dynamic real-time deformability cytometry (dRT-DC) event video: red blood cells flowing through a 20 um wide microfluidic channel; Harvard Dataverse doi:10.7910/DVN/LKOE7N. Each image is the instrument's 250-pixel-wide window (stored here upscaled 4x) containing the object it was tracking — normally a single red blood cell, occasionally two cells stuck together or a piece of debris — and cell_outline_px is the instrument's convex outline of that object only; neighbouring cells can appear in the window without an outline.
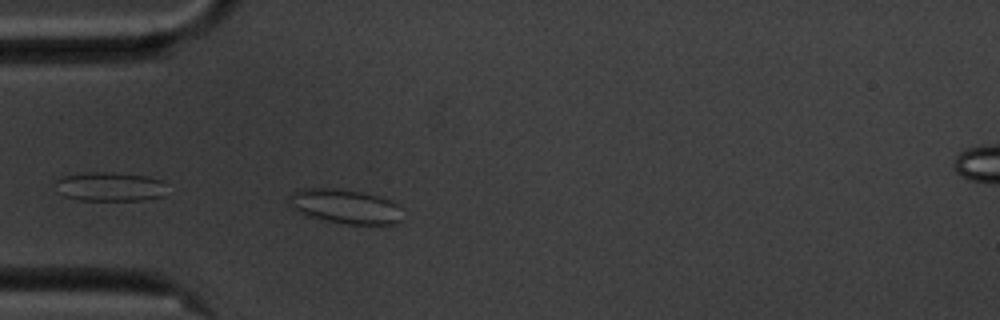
{"species": "common noctule bat (a hibernating species)", "species_latin": "Nyctalus noctula", "temperature_condition": "cold", "stored_images_in_passage": 33, "camera_frame_rate_fps": 3000, "um_per_image_px": 0.085, "animal": {"sex": "male", "body_mass_g": 20.1, "forearm_length_mm": 53.5}, "frame": {"image": 1, "passage_image": 1, "time_ms": 0.0, "image_size_px": [1000, 320], "cell_outline_px": [[404, 220], [396, 224], [348, 224], [308, 216], [292, 208], [288, 204], [288, 196], [292, 192], [304, 188], [332, 188], [360, 192], [380, 196], [396, 204], [400, 208]], "centroid_in_image_um": [29.34, 17.54], "position_along_channel_um": 55.7, "area_um2": 22.72}}
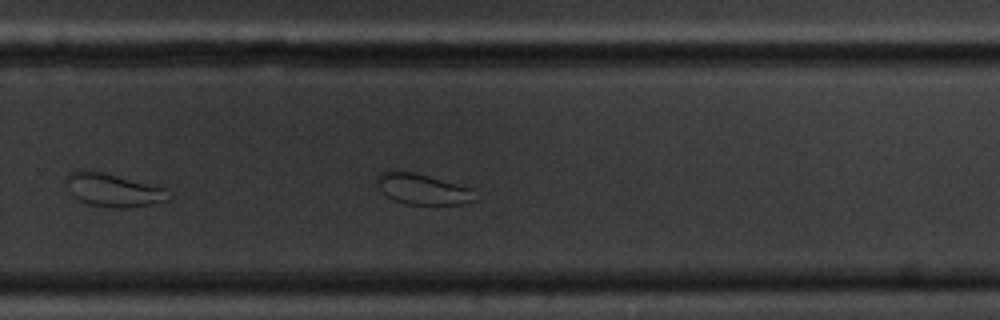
{"frame": {"image": 2, "passage_image": 22, "time_ms": 7.0, "image_size_px": [1000, 320], "cell_outline_px": [[476, 200], [460, 204], [408, 204], [396, 200], [388, 196], [380, 188], [376, 180], [376, 176], [380, 172], [388, 168], [396, 168], [416, 172], [472, 188]], "centroid_in_image_um": [35.87, 16.01], "position_along_channel_um": 293.9, "area_um2": 17.8}}
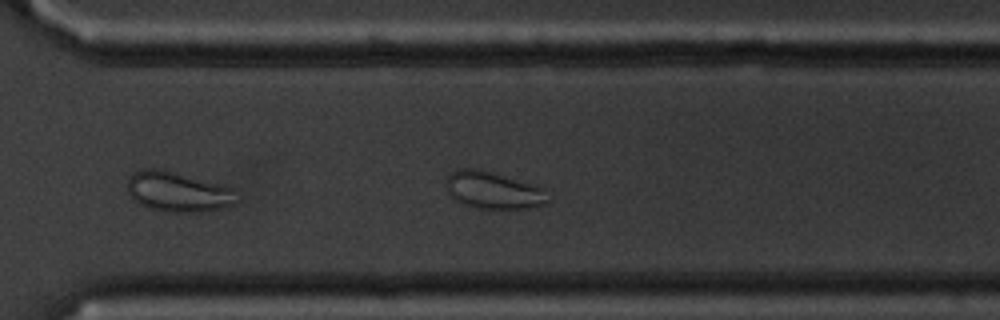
{"frame": {"image": 3, "passage_image": 25, "time_ms": 8.0, "image_size_px": [1000, 320], "cell_outline_px": [[552, 200], [548, 204], [528, 208], [480, 208], [460, 204], [448, 196], [444, 188], [444, 184], [448, 176], [456, 168], [472, 168], [536, 184], [544, 188], [552, 196]], "centroid_in_image_um": [41.94, 16.19], "position_along_channel_um": 328.7, "area_um2": 22.6}, "authors_computed_cell_mechanics": {"area_um2": 18.496, "velocity_mm_per_s": 3.4916, "shape_relaxation_time_tau1_ms": null, "shape_relaxation_time_tau2_ms": 1.7752, "deformation_change_tau1": null, "deformation_change_tau2": 0.0527}}